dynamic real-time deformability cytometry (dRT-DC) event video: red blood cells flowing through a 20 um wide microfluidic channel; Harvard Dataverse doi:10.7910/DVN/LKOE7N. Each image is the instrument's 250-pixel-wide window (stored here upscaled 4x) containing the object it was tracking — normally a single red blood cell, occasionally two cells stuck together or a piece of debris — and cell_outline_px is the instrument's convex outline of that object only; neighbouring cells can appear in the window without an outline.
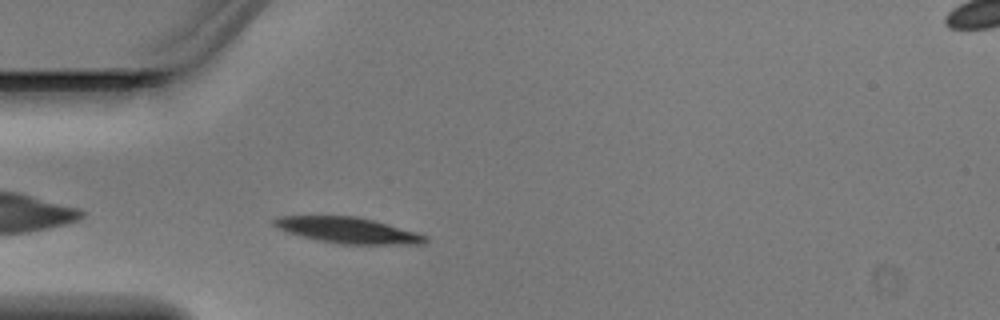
{"species": "Egyptian fruit bat (a non-hibernating species)", "species_latin": "Rousettus aegyptiacus", "temperature_condition": "warm", "stored_images_in_passage": 3, "segment_of_instrument_passage": [1, 2], "camera_frame_rate_fps": 3000, "um_per_image_px": 0.085, "animal": {"sex": "male"}, "frame": {"image": 1, "passage_image": 2, "time_ms": 0.333, "image_size_px": [1000, 320], "cell_outline_px": [[428, 240], [424, 244], [344, 244], [316, 240], [300, 236], [276, 228], [272, 224], [272, 220], [280, 216], [356, 216], [388, 224], [416, 232], [428, 236]], "centroid_in_image_um": [29.55, 19.57], "position_along_channel_um": 55.4, "area_um2": 22.77}}